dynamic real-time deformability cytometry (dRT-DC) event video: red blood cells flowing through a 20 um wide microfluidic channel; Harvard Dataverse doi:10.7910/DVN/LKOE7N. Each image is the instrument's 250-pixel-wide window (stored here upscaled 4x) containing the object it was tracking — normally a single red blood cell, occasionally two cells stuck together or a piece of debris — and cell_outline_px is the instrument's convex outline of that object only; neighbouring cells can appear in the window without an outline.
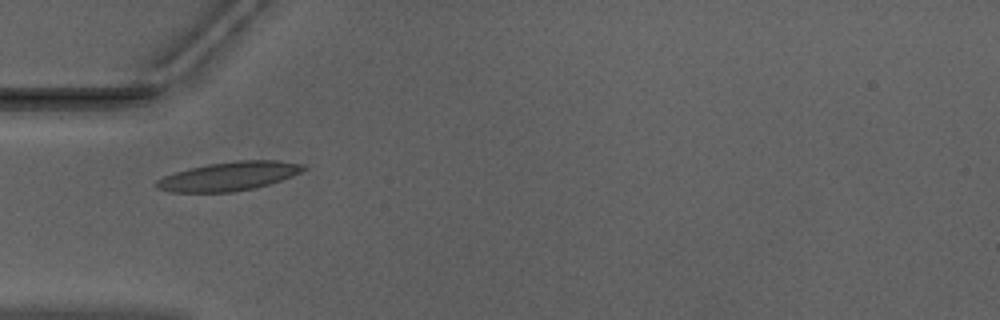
{"species": "Egyptian fruit bat (a non-hibernating species)", "species_latin": "Rousettus aegyptiacus", "temperature_condition": "warm", "stored_images_in_passage": 36, "camera_frame_rate_fps": 3000, "um_per_image_px": 0.085, "animal": {"sex": "male"}, "frame": {"image": 1, "passage_image": 1, "time_ms": 0.0, "image_size_px": [1000, 320], "cell_outline_px": [[308, 168], [292, 176], [268, 184], [252, 188], [232, 192], [168, 192], [156, 188], [152, 184], [156, 180], [164, 176], [176, 172], [208, 164], [236, 160], [276, 160], [304, 164]], "centroid_in_image_um": [19.43, 14.98], "position_along_channel_um": 65.6, "area_um2": 24.62}}
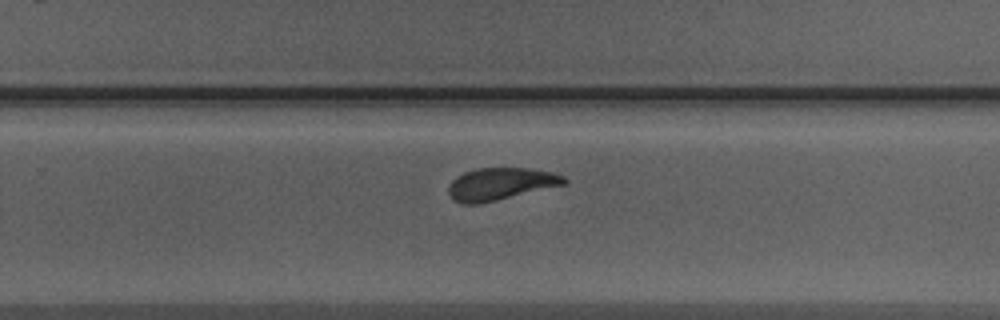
{"frame": {"image": 2, "passage_image": 18, "time_ms": 5.667, "image_size_px": [1000, 320], "cell_outline_px": [[568, 184], [480, 204], [460, 204], [452, 200], [448, 192], [448, 188], [452, 180], [456, 176], [464, 172], [476, 168], [532, 168], [552, 172], [564, 176], [568, 180]], "centroid_in_image_um": [42.55, 15.64], "position_along_channel_um": 287.2, "area_um2": 22.14}}
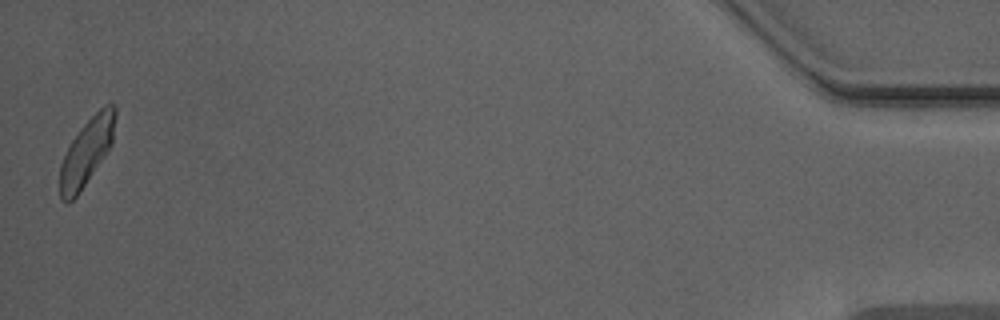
{"frame": {"image": 3, "passage_image": 36, "time_ms": 11.667, "image_size_px": [1000, 320], "cell_outline_px": [[116, 116], [112, 144], [104, 156], [76, 196], [68, 204], [60, 200], [60, 164], [72, 140], [80, 128], [104, 104], [116, 104]], "centroid_in_image_um": [7.37, 12.88], "position_along_channel_um": 427.8, "area_um2": 21.21}, "authors_computed_cell_mechanics": {"area_um2": 22.1952, "velocity_mm_per_s": 3.9292, "shape_relaxation_time_tau1_ms": 3.7078, "shape_relaxation_time_tau2_ms": 1.6164, "deformation_change_tau1": 0.1338, "deformation_change_tau2": 0.0919}}